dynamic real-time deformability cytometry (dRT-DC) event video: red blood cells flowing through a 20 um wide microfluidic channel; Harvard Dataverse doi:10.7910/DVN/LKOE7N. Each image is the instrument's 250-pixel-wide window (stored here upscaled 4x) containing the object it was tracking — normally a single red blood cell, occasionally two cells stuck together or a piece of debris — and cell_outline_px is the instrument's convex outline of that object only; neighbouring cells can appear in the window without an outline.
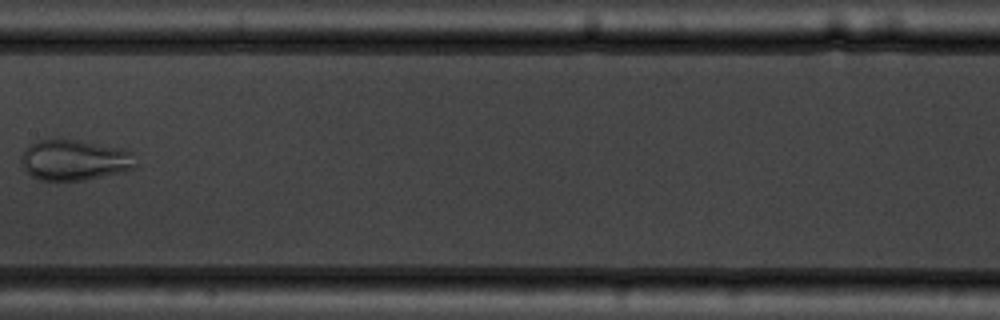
{"species": "common noctule bat (a hibernating species)", "species_latin": "Nyctalus noctula", "temperature_condition": "warm", "stored_images_in_passage": 9, "camera_frame_rate_fps": 3000, "um_per_image_px": 0.085, "animal": {"sex": "male", "body_mass_g": 19.5, "forearm_length_mm": 54.6}, "frame": {"image": 1, "passage_image": 8, "time_ms": 9.0, "image_size_px": [1000, 320], "cell_outline_px": [[136, 168], [124, 172], [84, 180], [40, 180], [32, 176], [24, 168], [20, 160], [20, 156], [36, 140], [52, 136], [80, 140], [124, 148], [132, 152], [136, 164]], "centroid_in_image_um": [6.35, 13.56], "position_along_channel_um": 201.1, "area_um2": 27.8}}